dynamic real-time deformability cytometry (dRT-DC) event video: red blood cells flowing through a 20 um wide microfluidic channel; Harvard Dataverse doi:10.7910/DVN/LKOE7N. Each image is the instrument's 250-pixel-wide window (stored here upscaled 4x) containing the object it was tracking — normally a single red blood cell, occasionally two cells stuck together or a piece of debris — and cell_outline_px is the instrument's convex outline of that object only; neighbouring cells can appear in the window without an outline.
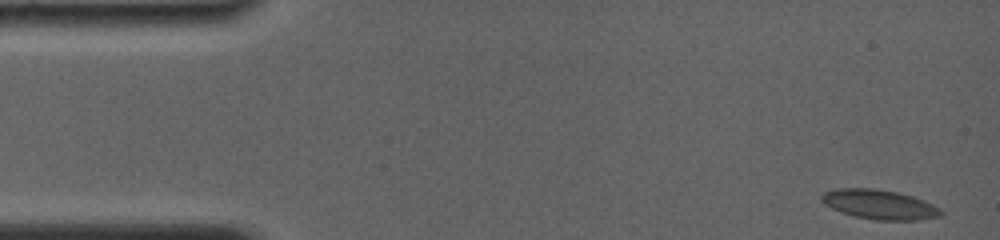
{"species": "common noctule bat (a hibernating species)", "species_latin": "Nyctalus noctula", "temperature_condition": "room temperature", "stored_images_in_passage": 12, "camera_frame_rate_fps": 4000, "um_per_image_px": 0.085, "animal": {"sex": "female", "body_mass_g": 19.0, "forearm_length_mm": 56.7}, "frame": {"image": 1, "passage_image": 1, "time_ms": 0.0, "image_size_px": [1000, 240], "cell_outline_px": [[944, 212], [940, 216], [916, 220], [876, 220], [856, 216], [832, 208], [824, 204], [820, 200], [820, 196], [824, 192], [836, 188], [872, 188], [896, 192], [912, 196], [924, 200], [940, 208]], "centroid_in_image_um": [74.75, 17.37], "position_along_channel_um": 10.3, "area_um2": 20.4}}
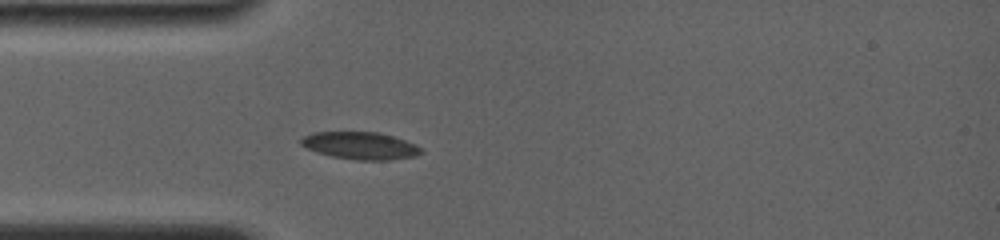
{"frame": {"image": 2, "passage_image": 10, "time_ms": 4.0, "image_size_px": [1000, 240], "cell_outline_px": [[424, 152], [416, 156], [388, 160], [356, 160], [332, 156], [316, 152], [300, 144], [300, 140], [304, 136], [312, 132], [376, 132], [392, 136], [404, 140], [420, 148]], "centroid_in_image_um": [30.6, 12.38], "position_along_channel_um": 54.4, "area_um2": 18.96}}